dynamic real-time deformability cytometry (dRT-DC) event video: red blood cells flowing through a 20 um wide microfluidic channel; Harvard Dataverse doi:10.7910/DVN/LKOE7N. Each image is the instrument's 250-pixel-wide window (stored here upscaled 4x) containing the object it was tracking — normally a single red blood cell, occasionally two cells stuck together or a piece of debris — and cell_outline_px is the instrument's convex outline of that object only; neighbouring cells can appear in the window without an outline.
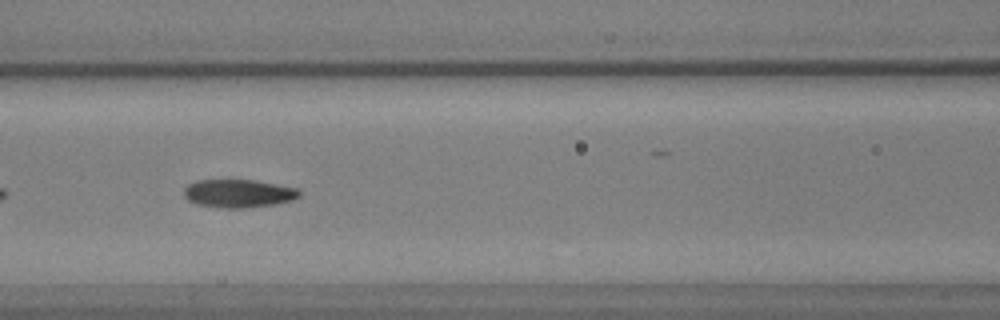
{"species": "common noctule bat (a hibernating species)", "species_latin": "Nyctalus noctula", "temperature_condition": "warm", "stored_images_in_passage": 36, "camera_frame_rate_fps": 3000, "um_per_image_px": 0.085, "animal": {"sex": "male", "body_mass_g": 17.9, "forearm_length_mm": 54.2}, "frame": {"image": 1, "passage_image": 9, "time_ms": 2.667, "image_size_px": [1000, 320], "cell_outline_px": [[300, 196], [292, 200], [276, 204], [248, 208], [224, 208], [196, 204], [188, 200], [184, 196], [184, 188], [188, 184], [196, 180], [256, 180], [296, 188], [300, 192]], "centroid_in_image_um": [20.26, 16.44], "position_along_channel_um": 146.3, "area_um2": 19.02}}
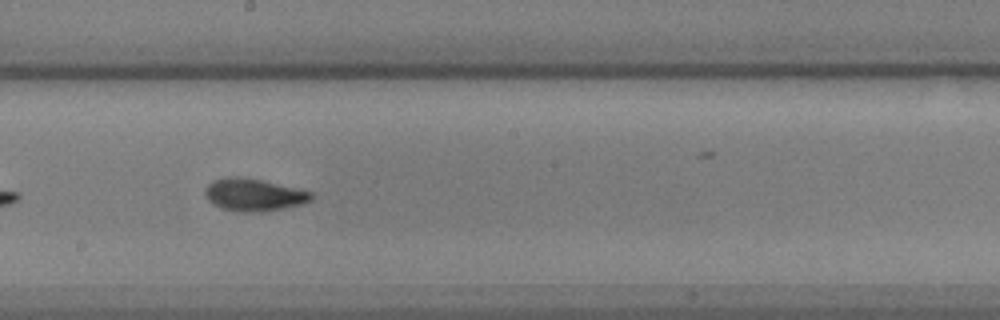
{"frame": {"image": 2, "passage_image": 16, "time_ms": 5.0, "image_size_px": [1000, 320], "cell_outline_px": [[312, 200], [304, 204], [284, 208], [260, 212], [236, 212], [220, 208], [212, 204], [208, 200], [204, 192], [208, 184], [212, 180], [228, 176], [240, 176], [260, 180], [296, 188], [312, 192]], "centroid_in_image_um": [21.54, 16.57], "position_along_channel_um": 226.7, "area_um2": 20.23}}
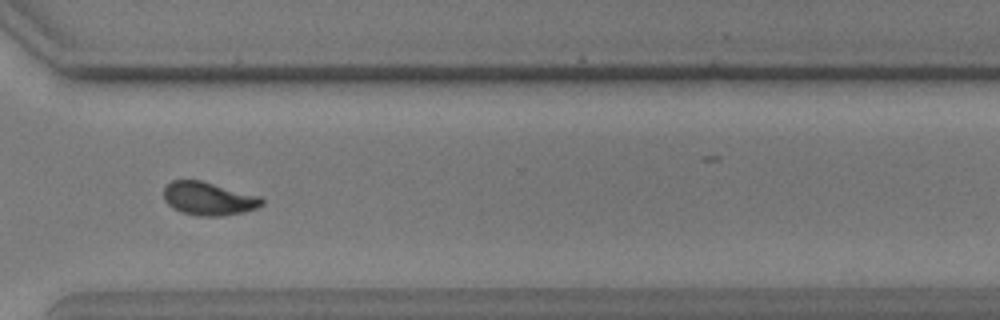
{"frame": {"image": 3, "passage_image": 27, "time_ms": 8.667, "image_size_px": [1000, 320], "cell_outline_px": [[264, 204], [256, 208], [244, 212], [220, 216], [200, 216], [180, 212], [172, 208], [164, 200], [164, 188], [172, 180], [200, 180], [260, 196], [264, 200]], "centroid_in_image_um": [17.72, 16.89], "position_along_channel_um": 352.9, "area_um2": 19.02}}